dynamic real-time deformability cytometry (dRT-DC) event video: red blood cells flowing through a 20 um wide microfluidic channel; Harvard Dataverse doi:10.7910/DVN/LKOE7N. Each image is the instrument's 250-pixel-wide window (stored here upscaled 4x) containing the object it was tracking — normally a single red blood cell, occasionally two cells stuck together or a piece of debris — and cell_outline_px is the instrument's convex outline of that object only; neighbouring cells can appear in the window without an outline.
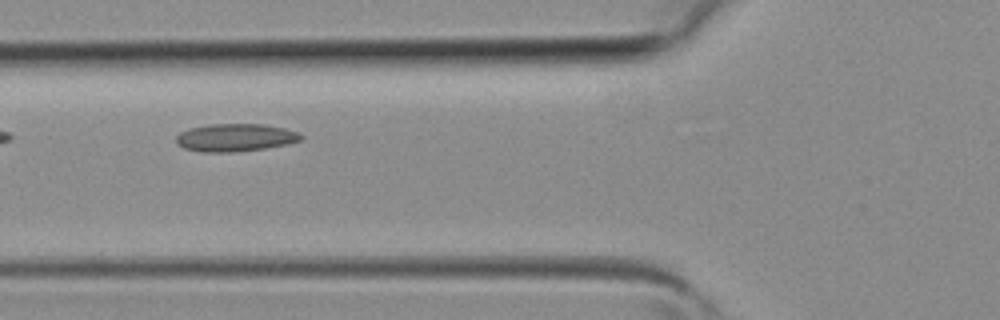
{"species": "common noctule bat (a hibernating species)", "species_latin": "Nyctalus noctula", "temperature_condition": "room temperature", "stored_images_in_passage": 3, "camera_frame_rate_fps": 3000, "um_per_image_px": 0.085, "animal": {"sex": "female", "body_mass_g": 19.3, "forearm_length_mm": 54.1}, "frame": {"image": 1, "passage_image": 3, "time_ms": 0.667, "image_size_px": [1000, 320], "cell_outline_px": [[304, 136], [300, 140], [288, 144], [264, 148], [236, 152], [200, 152], [184, 148], [176, 144], [176, 136], [180, 132], [188, 128], [208, 124], [264, 124], [284, 128], [300, 132]], "centroid_in_image_um": [19.99, 11.69], "position_along_channel_um": 105.8, "area_um2": 20.4}}